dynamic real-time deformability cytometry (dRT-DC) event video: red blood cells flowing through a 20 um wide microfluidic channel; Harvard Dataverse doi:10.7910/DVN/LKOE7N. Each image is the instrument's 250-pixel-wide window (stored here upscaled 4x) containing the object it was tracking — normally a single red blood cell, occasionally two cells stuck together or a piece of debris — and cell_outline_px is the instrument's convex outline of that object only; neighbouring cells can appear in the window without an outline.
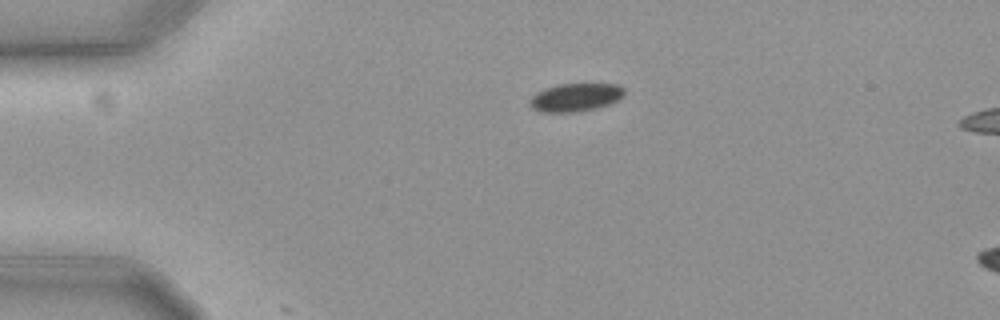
{"species": "common noctule bat (a hibernating species)", "species_latin": "Nyctalus noctula", "temperature_condition": "cold", "stored_images_in_passage": 5, "camera_frame_rate_fps": 3000, "um_per_image_px": 0.085, "animal": {"sex": "female", "body_mass_g": 19.3, "forearm_length_mm": 54.1}, "frame": {"image": 1, "passage_image": 1, "time_ms": 0.0, "image_size_px": [1000, 320], "cell_outline_px": [[624, 96], [608, 104], [596, 108], [580, 112], [540, 112], [532, 108], [528, 104], [528, 100], [536, 92], [544, 88], [560, 84], [616, 84], [624, 88]], "centroid_in_image_um": [48.87, 8.28], "position_along_channel_um": 36.1, "area_um2": 15.61}}